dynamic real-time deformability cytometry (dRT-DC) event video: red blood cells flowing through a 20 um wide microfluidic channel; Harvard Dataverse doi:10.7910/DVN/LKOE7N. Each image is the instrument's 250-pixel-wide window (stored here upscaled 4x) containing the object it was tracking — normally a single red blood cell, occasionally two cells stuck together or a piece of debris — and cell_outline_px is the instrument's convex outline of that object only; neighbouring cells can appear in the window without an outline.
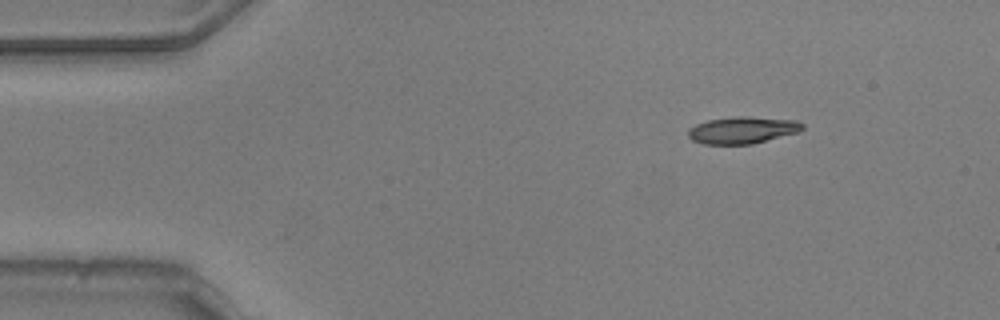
{"species": "common noctule bat (a hibernating species)", "species_latin": "Nyctalus noctula", "temperature_condition": "warm", "stored_images_in_passage": 48, "camera_frame_rate_fps": 3000, "um_per_image_px": 0.085, "animal": {"sex": "male", "body_mass_g": 20.5, "forearm_length_mm": 52.5}, "frame": {"image": 1, "passage_image": 2, "time_ms": 0.333, "image_size_px": [1000, 320], "cell_outline_px": [[804, 128], [800, 132], [752, 144], [704, 144], [692, 140], [688, 136], [688, 128], [696, 124], [708, 120], [740, 116], [748, 116], [796, 120], [804, 124]], "centroid_in_image_um": [63.13, 11.06], "position_along_channel_um": 21.9, "area_um2": 18.03}}
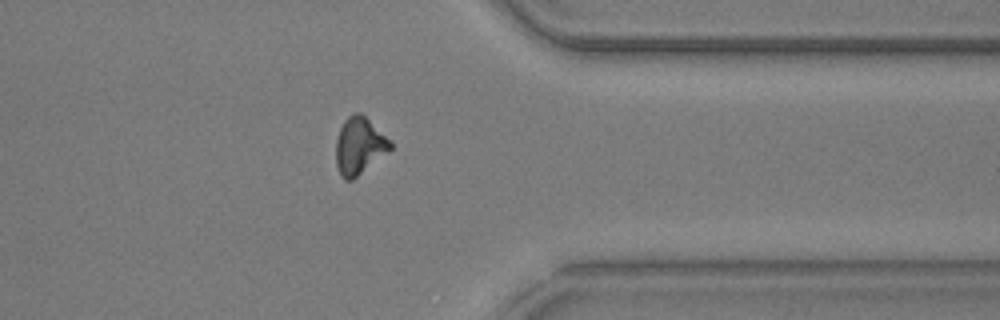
{"frame": {"image": 2, "passage_image": 37, "time_ms": 12.0, "image_size_px": [1000, 320], "cell_outline_px": [[392, 148], [388, 152], [352, 180], [344, 180], [340, 176], [336, 164], [336, 140], [340, 128], [344, 120], [348, 116], [356, 112], [360, 112], [392, 140]], "centroid_in_image_um": [30.54, 12.39], "position_along_channel_um": 380.9, "area_um2": 18.15}}
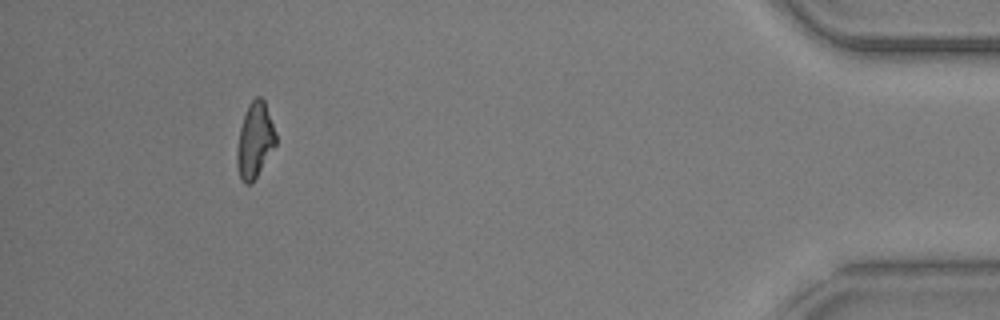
{"frame": {"image": 3, "passage_image": 44, "time_ms": 14.333, "image_size_px": [1000, 320], "cell_outline_px": [[276, 144], [252, 184], [244, 184], [240, 176], [236, 164], [236, 152], [240, 128], [248, 104], [256, 96], [260, 96], [264, 100], [276, 132]], "centroid_in_image_um": [21.66, 11.93], "position_along_channel_um": 413.5, "area_um2": 16.99}, "authors_computed_cell_mechanics": {"area_um2": 18.0047, "velocity_mm_per_s": 3.7984, "shape_relaxation_time_tau1_ms": 7.1713, "shape_relaxation_time_tau2_ms": 9.6346, "deformation_change_tau1": 0.222, "deformation_change_tau2": 0.2115}}